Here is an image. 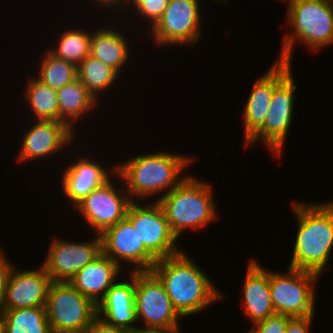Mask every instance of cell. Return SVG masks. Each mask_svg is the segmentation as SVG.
<instances>
[{
	"mask_svg": "<svg viewBox=\"0 0 333 333\" xmlns=\"http://www.w3.org/2000/svg\"><path fill=\"white\" fill-rule=\"evenodd\" d=\"M290 70L291 63L279 60L254 83L244 108V143L263 126L274 87Z\"/></svg>",
	"mask_w": 333,
	"mask_h": 333,
	"instance_id": "16",
	"label": "cell"
},
{
	"mask_svg": "<svg viewBox=\"0 0 333 333\" xmlns=\"http://www.w3.org/2000/svg\"><path fill=\"white\" fill-rule=\"evenodd\" d=\"M119 73L89 55L77 66V79L98 100L100 93L112 87Z\"/></svg>",
	"mask_w": 333,
	"mask_h": 333,
	"instance_id": "25",
	"label": "cell"
},
{
	"mask_svg": "<svg viewBox=\"0 0 333 333\" xmlns=\"http://www.w3.org/2000/svg\"><path fill=\"white\" fill-rule=\"evenodd\" d=\"M192 160L193 158L174 153L141 154L114 167L112 173L123 179L122 181L125 180L126 192L130 199L135 201L133 199L136 196L137 199L153 197L155 193L164 191L163 195H166L187 177L181 174Z\"/></svg>",
	"mask_w": 333,
	"mask_h": 333,
	"instance_id": "3",
	"label": "cell"
},
{
	"mask_svg": "<svg viewBox=\"0 0 333 333\" xmlns=\"http://www.w3.org/2000/svg\"><path fill=\"white\" fill-rule=\"evenodd\" d=\"M128 0H94L95 3H97L100 7L101 6H109L110 8L116 7L120 8L119 6H125V3H127ZM124 2V3H123ZM123 4V5H122Z\"/></svg>",
	"mask_w": 333,
	"mask_h": 333,
	"instance_id": "34",
	"label": "cell"
},
{
	"mask_svg": "<svg viewBox=\"0 0 333 333\" xmlns=\"http://www.w3.org/2000/svg\"><path fill=\"white\" fill-rule=\"evenodd\" d=\"M126 218L131 222L144 247L157 260L182 252L175 245L178 238L171 231L165 213L157 201L148 206L132 201Z\"/></svg>",
	"mask_w": 333,
	"mask_h": 333,
	"instance_id": "9",
	"label": "cell"
},
{
	"mask_svg": "<svg viewBox=\"0 0 333 333\" xmlns=\"http://www.w3.org/2000/svg\"><path fill=\"white\" fill-rule=\"evenodd\" d=\"M9 262L10 261H8V258H6L3 251L0 249V306L4 298L7 279L13 267L11 262Z\"/></svg>",
	"mask_w": 333,
	"mask_h": 333,
	"instance_id": "32",
	"label": "cell"
},
{
	"mask_svg": "<svg viewBox=\"0 0 333 333\" xmlns=\"http://www.w3.org/2000/svg\"><path fill=\"white\" fill-rule=\"evenodd\" d=\"M198 0H169L162 17L151 29L158 45L195 44L201 36Z\"/></svg>",
	"mask_w": 333,
	"mask_h": 333,
	"instance_id": "11",
	"label": "cell"
},
{
	"mask_svg": "<svg viewBox=\"0 0 333 333\" xmlns=\"http://www.w3.org/2000/svg\"><path fill=\"white\" fill-rule=\"evenodd\" d=\"M135 310L144 329L179 328L182 316L174 308L163 283L152 271H135Z\"/></svg>",
	"mask_w": 333,
	"mask_h": 333,
	"instance_id": "8",
	"label": "cell"
},
{
	"mask_svg": "<svg viewBox=\"0 0 333 333\" xmlns=\"http://www.w3.org/2000/svg\"><path fill=\"white\" fill-rule=\"evenodd\" d=\"M186 253L159 259L152 272L163 283L174 308L184 318L221 300L219 289Z\"/></svg>",
	"mask_w": 333,
	"mask_h": 333,
	"instance_id": "1",
	"label": "cell"
},
{
	"mask_svg": "<svg viewBox=\"0 0 333 333\" xmlns=\"http://www.w3.org/2000/svg\"><path fill=\"white\" fill-rule=\"evenodd\" d=\"M57 97L59 121L64 122L72 131H74V121L94 108L97 103V100L78 79L58 89Z\"/></svg>",
	"mask_w": 333,
	"mask_h": 333,
	"instance_id": "23",
	"label": "cell"
},
{
	"mask_svg": "<svg viewBox=\"0 0 333 333\" xmlns=\"http://www.w3.org/2000/svg\"><path fill=\"white\" fill-rule=\"evenodd\" d=\"M102 253L119 267L126 262L135 265L132 271H151L158 261L143 245L131 222L125 217L101 235Z\"/></svg>",
	"mask_w": 333,
	"mask_h": 333,
	"instance_id": "14",
	"label": "cell"
},
{
	"mask_svg": "<svg viewBox=\"0 0 333 333\" xmlns=\"http://www.w3.org/2000/svg\"><path fill=\"white\" fill-rule=\"evenodd\" d=\"M108 173L100 163L82 157L65 169L61 181L63 193L76 206L94 189L110 180Z\"/></svg>",
	"mask_w": 333,
	"mask_h": 333,
	"instance_id": "20",
	"label": "cell"
},
{
	"mask_svg": "<svg viewBox=\"0 0 333 333\" xmlns=\"http://www.w3.org/2000/svg\"><path fill=\"white\" fill-rule=\"evenodd\" d=\"M294 83L290 70L274 87L269 112L263 126L245 143V146L255 144L257 139L263 140L272 153L281 155L286 136L293 118Z\"/></svg>",
	"mask_w": 333,
	"mask_h": 333,
	"instance_id": "10",
	"label": "cell"
},
{
	"mask_svg": "<svg viewBox=\"0 0 333 333\" xmlns=\"http://www.w3.org/2000/svg\"><path fill=\"white\" fill-rule=\"evenodd\" d=\"M0 333H5L4 332V323H3V318H2L1 313H0Z\"/></svg>",
	"mask_w": 333,
	"mask_h": 333,
	"instance_id": "37",
	"label": "cell"
},
{
	"mask_svg": "<svg viewBox=\"0 0 333 333\" xmlns=\"http://www.w3.org/2000/svg\"><path fill=\"white\" fill-rule=\"evenodd\" d=\"M291 204L299 224L289 267L321 275L333 249V202Z\"/></svg>",
	"mask_w": 333,
	"mask_h": 333,
	"instance_id": "2",
	"label": "cell"
},
{
	"mask_svg": "<svg viewBox=\"0 0 333 333\" xmlns=\"http://www.w3.org/2000/svg\"><path fill=\"white\" fill-rule=\"evenodd\" d=\"M88 242H68L55 238L48 255L41 264L52 281H69L86 264L102 253V239L98 234Z\"/></svg>",
	"mask_w": 333,
	"mask_h": 333,
	"instance_id": "13",
	"label": "cell"
},
{
	"mask_svg": "<svg viewBox=\"0 0 333 333\" xmlns=\"http://www.w3.org/2000/svg\"><path fill=\"white\" fill-rule=\"evenodd\" d=\"M26 89L27 103L37 120L59 121L57 90L44 84L39 79H28Z\"/></svg>",
	"mask_w": 333,
	"mask_h": 333,
	"instance_id": "26",
	"label": "cell"
},
{
	"mask_svg": "<svg viewBox=\"0 0 333 333\" xmlns=\"http://www.w3.org/2000/svg\"><path fill=\"white\" fill-rule=\"evenodd\" d=\"M52 333H88V329H81V330H71V331H58Z\"/></svg>",
	"mask_w": 333,
	"mask_h": 333,
	"instance_id": "36",
	"label": "cell"
},
{
	"mask_svg": "<svg viewBox=\"0 0 333 333\" xmlns=\"http://www.w3.org/2000/svg\"><path fill=\"white\" fill-rule=\"evenodd\" d=\"M130 282H115L97 304V316L105 323L132 332L137 320L135 310V271H130ZM103 316V317H102Z\"/></svg>",
	"mask_w": 333,
	"mask_h": 333,
	"instance_id": "18",
	"label": "cell"
},
{
	"mask_svg": "<svg viewBox=\"0 0 333 333\" xmlns=\"http://www.w3.org/2000/svg\"><path fill=\"white\" fill-rule=\"evenodd\" d=\"M287 18L293 33L283 39L280 61L291 63L294 41L311 51L333 43V7L330 0H290Z\"/></svg>",
	"mask_w": 333,
	"mask_h": 333,
	"instance_id": "5",
	"label": "cell"
},
{
	"mask_svg": "<svg viewBox=\"0 0 333 333\" xmlns=\"http://www.w3.org/2000/svg\"><path fill=\"white\" fill-rule=\"evenodd\" d=\"M287 274L269 271L271 301L276 314L289 317L314 316V283L320 275L290 268Z\"/></svg>",
	"mask_w": 333,
	"mask_h": 333,
	"instance_id": "7",
	"label": "cell"
},
{
	"mask_svg": "<svg viewBox=\"0 0 333 333\" xmlns=\"http://www.w3.org/2000/svg\"><path fill=\"white\" fill-rule=\"evenodd\" d=\"M179 328H173V329H144L139 328L133 333H180Z\"/></svg>",
	"mask_w": 333,
	"mask_h": 333,
	"instance_id": "35",
	"label": "cell"
},
{
	"mask_svg": "<svg viewBox=\"0 0 333 333\" xmlns=\"http://www.w3.org/2000/svg\"><path fill=\"white\" fill-rule=\"evenodd\" d=\"M92 33L83 30H66L62 32L56 48L48 50L52 55L78 66L90 55V39Z\"/></svg>",
	"mask_w": 333,
	"mask_h": 333,
	"instance_id": "27",
	"label": "cell"
},
{
	"mask_svg": "<svg viewBox=\"0 0 333 333\" xmlns=\"http://www.w3.org/2000/svg\"><path fill=\"white\" fill-rule=\"evenodd\" d=\"M313 318L314 316L291 318L286 333H309Z\"/></svg>",
	"mask_w": 333,
	"mask_h": 333,
	"instance_id": "31",
	"label": "cell"
},
{
	"mask_svg": "<svg viewBox=\"0 0 333 333\" xmlns=\"http://www.w3.org/2000/svg\"><path fill=\"white\" fill-rule=\"evenodd\" d=\"M129 49L128 41L118 30L105 27L91 34L90 55L118 73L128 61Z\"/></svg>",
	"mask_w": 333,
	"mask_h": 333,
	"instance_id": "22",
	"label": "cell"
},
{
	"mask_svg": "<svg viewBox=\"0 0 333 333\" xmlns=\"http://www.w3.org/2000/svg\"><path fill=\"white\" fill-rule=\"evenodd\" d=\"M169 0H128L126 4H133L135 11L143 18L151 21L153 27L155 23L162 17L167 8Z\"/></svg>",
	"mask_w": 333,
	"mask_h": 333,
	"instance_id": "29",
	"label": "cell"
},
{
	"mask_svg": "<svg viewBox=\"0 0 333 333\" xmlns=\"http://www.w3.org/2000/svg\"><path fill=\"white\" fill-rule=\"evenodd\" d=\"M52 332L88 329L97 317V305L69 281H52L46 300Z\"/></svg>",
	"mask_w": 333,
	"mask_h": 333,
	"instance_id": "6",
	"label": "cell"
},
{
	"mask_svg": "<svg viewBox=\"0 0 333 333\" xmlns=\"http://www.w3.org/2000/svg\"><path fill=\"white\" fill-rule=\"evenodd\" d=\"M88 333H133V332L105 323L101 318L97 316L93 320L90 327L88 328Z\"/></svg>",
	"mask_w": 333,
	"mask_h": 333,
	"instance_id": "33",
	"label": "cell"
},
{
	"mask_svg": "<svg viewBox=\"0 0 333 333\" xmlns=\"http://www.w3.org/2000/svg\"><path fill=\"white\" fill-rule=\"evenodd\" d=\"M51 282L42 265L26 271H18L13 265L0 310L45 307Z\"/></svg>",
	"mask_w": 333,
	"mask_h": 333,
	"instance_id": "15",
	"label": "cell"
},
{
	"mask_svg": "<svg viewBox=\"0 0 333 333\" xmlns=\"http://www.w3.org/2000/svg\"><path fill=\"white\" fill-rule=\"evenodd\" d=\"M291 318L282 314H274L254 323L251 330L253 333H286L287 324Z\"/></svg>",
	"mask_w": 333,
	"mask_h": 333,
	"instance_id": "30",
	"label": "cell"
},
{
	"mask_svg": "<svg viewBox=\"0 0 333 333\" xmlns=\"http://www.w3.org/2000/svg\"><path fill=\"white\" fill-rule=\"evenodd\" d=\"M243 289L244 313L253 324L276 314L271 301L269 272L254 259L248 264Z\"/></svg>",
	"mask_w": 333,
	"mask_h": 333,
	"instance_id": "21",
	"label": "cell"
},
{
	"mask_svg": "<svg viewBox=\"0 0 333 333\" xmlns=\"http://www.w3.org/2000/svg\"><path fill=\"white\" fill-rule=\"evenodd\" d=\"M39 79L52 89L58 90L77 79V66L52 55L49 51L42 58Z\"/></svg>",
	"mask_w": 333,
	"mask_h": 333,
	"instance_id": "28",
	"label": "cell"
},
{
	"mask_svg": "<svg viewBox=\"0 0 333 333\" xmlns=\"http://www.w3.org/2000/svg\"><path fill=\"white\" fill-rule=\"evenodd\" d=\"M5 333H52L45 307L0 310Z\"/></svg>",
	"mask_w": 333,
	"mask_h": 333,
	"instance_id": "24",
	"label": "cell"
},
{
	"mask_svg": "<svg viewBox=\"0 0 333 333\" xmlns=\"http://www.w3.org/2000/svg\"><path fill=\"white\" fill-rule=\"evenodd\" d=\"M210 184L192 175L187 177L157 201L166 216L173 234L179 238L183 230L203 228L216 218Z\"/></svg>",
	"mask_w": 333,
	"mask_h": 333,
	"instance_id": "4",
	"label": "cell"
},
{
	"mask_svg": "<svg viewBox=\"0 0 333 333\" xmlns=\"http://www.w3.org/2000/svg\"><path fill=\"white\" fill-rule=\"evenodd\" d=\"M120 270L110 257L101 253L78 271L69 282L97 305L117 281Z\"/></svg>",
	"mask_w": 333,
	"mask_h": 333,
	"instance_id": "19",
	"label": "cell"
},
{
	"mask_svg": "<svg viewBox=\"0 0 333 333\" xmlns=\"http://www.w3.org/2000/svg\"><path fill=\"white\" fill-rule=\"evenodd\" d=\"M213 1H217V2H219V1H223V2H227L228 0H213Z\"/></svg>",
	"mask_w": 333,
	"mask_h": 333,
	"instance_id": "38",
	"label": "cell"
},
{
	"mask_svg": "<svg viewBox=\"0 0 333 333\" xmlns=\"http://www.w3.org/2000/svg\"><path fill=\"white\" fill-rule=\"evenodd\" d=\"M73 138L74 133L64 122L37 120L22 138L18 159L26 162L45 158L70 145Z\"/></svg>",
	"mask_w": 333,
	"mask_h": 333,
	"instance_id": "17",
	"label": "cell"
},
{
	"mask_svg": "<svg viewBox=\"0 0 333 333\" xmlns=\"http://www.w3.org/2000/svg\"><path fill=\"white\" fill-rule=\"evenodd\" d=\"M122 188L116 190L113 182L109 180L94 189L75 206L97 234L101 235L107 228L116 225L126 217L132 200L127 193H124L123 186Z\"/></svg>",
	"mask_w": 333,
	"mask_h": 333,
	"instance_id": "12",
	"label": "cell"
}]
</instances>
